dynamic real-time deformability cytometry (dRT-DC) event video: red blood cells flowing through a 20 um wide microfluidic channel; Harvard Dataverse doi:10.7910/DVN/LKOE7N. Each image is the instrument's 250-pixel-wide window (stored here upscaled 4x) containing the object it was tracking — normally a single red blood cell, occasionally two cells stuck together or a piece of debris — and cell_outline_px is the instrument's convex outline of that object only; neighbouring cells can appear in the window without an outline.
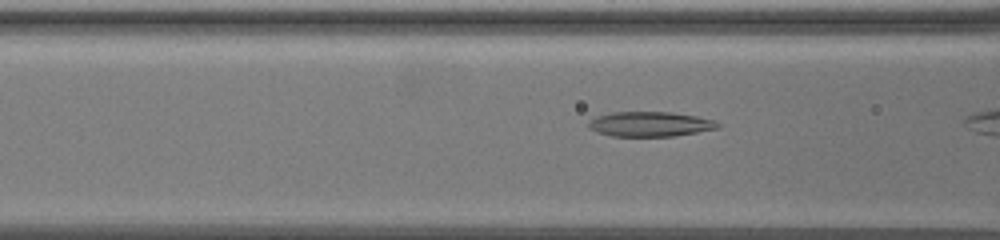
{"species": "common noctule bat (a hibernating species)", "species_latin": "Nyctalus noctula", "temperature_condition": "warm", "stored_images_in_passage": 12, "camera_frame_rate_fps": 3000, "um_per_image_px": 0.085, "animal": {"sex": "female", "body_mass_g": 19.5, "forearm_length_mm": 54.1}, "frame": {"image": 1, "passage_image": 6, "time_ms": 1.667, "image_size_px": [1000, 240], "cell_outline_px": [[720, 128], [672, 136], [612, 136], [596, 132], [588, 128], [588, 120], [596, 116], [612, 112], [672, 112], [696, 116], [716, 120], [720, 124]], "centroid_in_image_um": [55.24, 10.54], "position_along_channel_um": 111.4, "area_um2": 18.84}}
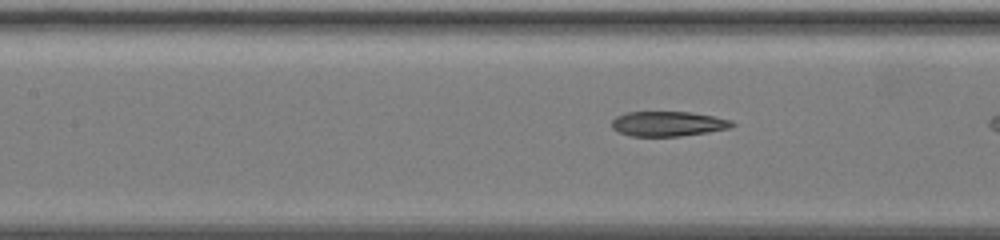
{"frame": {"image": 2, "passage_image": 10, "time_ms": 3.0, "image_size_px": [1000, 240], "cell_outline_px": [[736, 124], [728, 128], [708, 132], [680, 136], [628, 136], [616, 132], [612, 128], [612, 120], [616, 116], [624, 112], [692, 112], [732, 120]], "centroid_in_image_um": [56.73, 10.52], "position_along_channel_um": 150.7, "area_um2": 17.57}}